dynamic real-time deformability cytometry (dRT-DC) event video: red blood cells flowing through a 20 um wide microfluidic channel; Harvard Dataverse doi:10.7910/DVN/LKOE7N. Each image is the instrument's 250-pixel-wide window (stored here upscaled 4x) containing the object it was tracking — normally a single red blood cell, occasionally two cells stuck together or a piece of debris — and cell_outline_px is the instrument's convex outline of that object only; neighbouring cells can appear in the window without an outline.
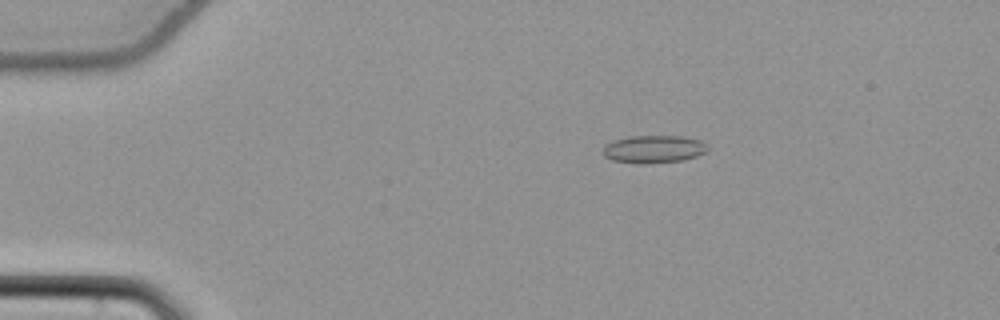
{"species": "common noctule bat (a hibernating species)", "species_latin": "Nyctalus noctula", "temperature_condition": "cold", "stored_images_in_passage": 55, "camera_frame_rate_fps": 3000, "um_per_image_px": 0.085, "animal": {"sex": "female", "body_mass_g": 22.7, "forearm_length_mm": 54.2}, "frame": {"image": 1, "passage_image": 11, "time_ms": 3.333, "image_size_px": [1000, 320], "cell_outline_px": [[708, 148], [704, 152], [696, 156], [680, 160], [648, 164], [640, 164], [612, 160], [604, 156], [604, 144], [612, 140], [628, 136], [684, 136], [700, 140], [708, 144]], "centroid_in_image_um": [55.54, 12.67], "position_along_channel_um": 29.5, "area_um2": 16.99}}
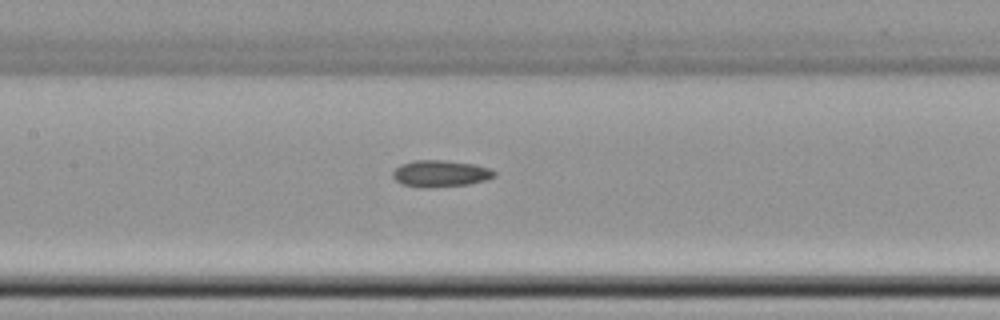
{"frame": {"image": 2, "passage_image": 27, "time_ms": 8.667, "image_size_px": [1000, 320], "cell_outline_px": [[496, 176], [484, 180], [468, 184], [400, 184], [392, 176], [392, 172], [400, 164], [416, 160], [444, 160], [476, 164], [488, 168], [496, 172]], "centroid_in_image_um": [37.47, 14.68], "position_along_channel_um": 169.9, "area_um2": 14.8}}
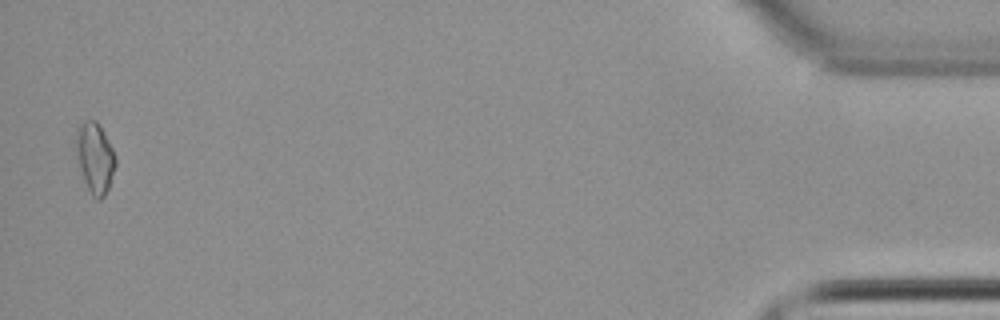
{"frame": {"image": 3, "passage_image": 54, "time_ms": 17.667, "image_size_px": [1000, 320], "cell_outline_px": [[116, 164], [108, 188], [104, 196], [100, 200], [96, 200], [92, 196], [84, 180], [80, 168], [76, 148], [76, 128], [84, 120], [96, 120], [100, 124], [112, 148], [116, 160]], "centroid_in_image_um": [8.07, 13.39], "position_along_channel_um": 427.1, "area_um2": 16.07}, "authors_computed_cell_mechanics": {"area_um2": 15.4904, "velocity_mm_per_s": 3.8524, "shape_relaxation_time_tau1_ms": 10.3942, "shape_relaxation_time_tau2_ms": null, "deformation_change_tau1": 0.1354, "deformation_change_tau2": null}}